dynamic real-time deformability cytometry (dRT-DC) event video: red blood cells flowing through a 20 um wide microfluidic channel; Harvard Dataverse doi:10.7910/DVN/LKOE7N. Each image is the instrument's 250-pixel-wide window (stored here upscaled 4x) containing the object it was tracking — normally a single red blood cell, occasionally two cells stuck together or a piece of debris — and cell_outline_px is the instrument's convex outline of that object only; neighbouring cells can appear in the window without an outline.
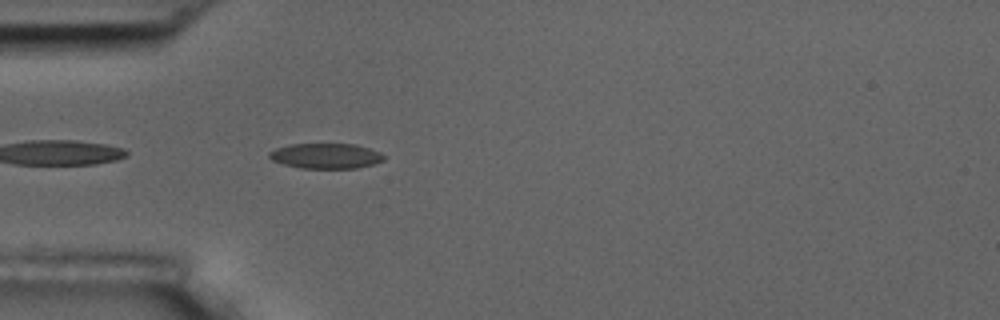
{"species": "common noctule bat (a hibernating species)", "species_latin": "Nyctalus noctula", "temperature_condition": "room temperature", "stored_images_in_passage": 4, "camera_frame_rate_fps": 3000, "um_per_image_px": 0.085, "animal": {"sex": "male", "body_mass_g": 17.5, "forearm_length_mm": 52.3}, "frame": {"image": 1, "passage_image": 4, "time_ms": 3.667, "image_size_px": [1000, 320], "cell_outline_px": [[384, 160], [372, 164], [356, 168], [300, 168], [284, 164], [272, 160], [268, 156], [268, 152], [276, 148], [288, 144], [356, 144], [380, 152], [384, 156]], "centroid_in_image_um": [27.67, 13.25], "position_along_channel_um": 57.3, "area_um2": 16.82}}